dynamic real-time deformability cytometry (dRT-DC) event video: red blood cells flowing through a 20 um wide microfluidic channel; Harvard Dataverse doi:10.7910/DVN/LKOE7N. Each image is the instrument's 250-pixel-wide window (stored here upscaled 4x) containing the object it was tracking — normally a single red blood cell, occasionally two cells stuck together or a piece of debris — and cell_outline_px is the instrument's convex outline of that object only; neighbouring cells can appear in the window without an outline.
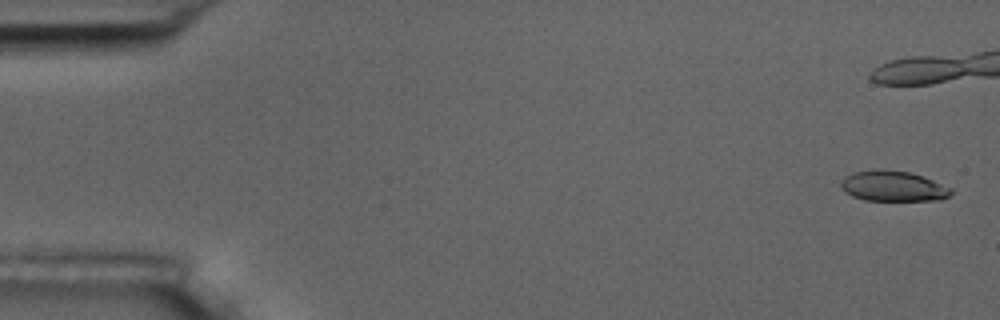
{"species": "common noctule bat (a hibernating species)", "species_latin": "Nyctalus noctula", "temperature_condition": "room temperature", "stored_images_in_passage": 7, "camera_frame_rate_fps": 3000, "um_per_image_px": 0.085, "animal": {"sex": "male", "body_mass_g": 17.5, "forearm_length_mm": 52.3}, "frame": {"image": 1, "passage_image": 1, "time_ms": 0.0, "image_size_px": [1000, 320], "cell_outline_px": [[952, 192], [948, 196], [940, 200], [864, 200], [852, 196], [844, 192], [840, 188], [840, 180], [844, 176], [852, 172], [908, 172], [932, 180], [952, 188]], "centroid_in_image_um": [75.88, 15.87], "position_along_channel_um": 9.1, "area_um2": 18.84}}
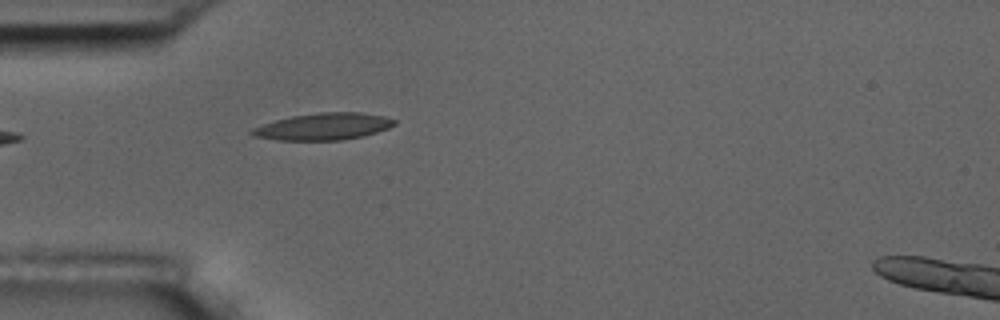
{"frame": {"image": 2, "passage_image": 7, "time_ms": 7.667, "image_size_px": [1000, 320], "cell_outline_px": [[396, 124], [388, 128], [364, 136], [340, 140], [276, 140], [252, 136], [248, 132], [252, 128], [276, 120], [292, 116], [320, 112], [360, 112], [384, 116], [396, 120]], "centroid_in_image_um": [27.48, 10.75], "position_along_channel_um": 57.5, "area_um2": 22.31}}